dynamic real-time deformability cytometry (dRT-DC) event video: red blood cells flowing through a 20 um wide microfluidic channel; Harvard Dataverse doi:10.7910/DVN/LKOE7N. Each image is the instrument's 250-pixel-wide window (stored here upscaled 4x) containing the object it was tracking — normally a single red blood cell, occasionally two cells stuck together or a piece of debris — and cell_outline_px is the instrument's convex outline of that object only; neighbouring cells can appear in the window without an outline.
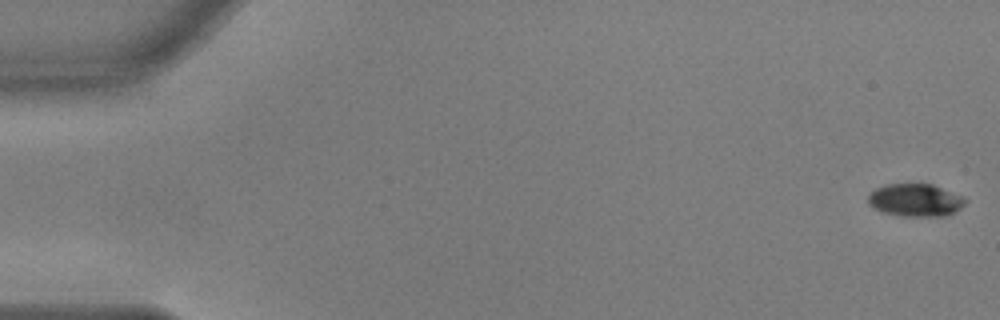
{"species": "common noctule bat (a hibernating species)", "species_latin": "Nyctalus noctula", "temperature_condition": "warm", "stored_images_in_passage": 56, "camera_frame_rate_fps": 3000, "um_per_image_px": 0.085, "animal": {"sex": "male", "body_mass_g": 17.9, "forearm_length_mm": 54.2}, "frame": {"image": 1, "passage_image": 1, "time_ms": 0.0, "image_size_px": [1000, 320], "cell_outline_px": [[968, 200], [956, 212], [948, 216], [900, 216], [884, 212], [868, 204], [868, 196], [876, 188], [884, 184], [932, 184], [964, 196]], "centroid_in_image_um": [77.85, 17.01], "position_along_channel_um": 7.1, "area_um2": 18.61}}
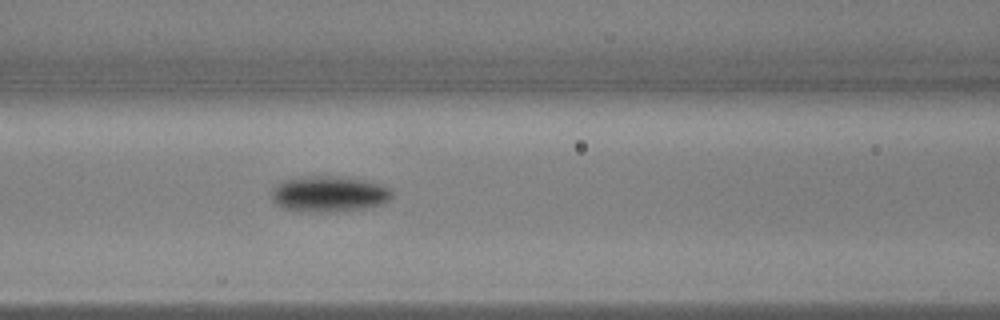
{"frame": {"image": 2, "passage_image": 24, "time_ms": 7.667, "image_size_px": [1000, 320], "cell_outline_px": [[392, 196], [384, 204], [364, 208], [336, 212], [312, 212], [284, 208], [276, 204], [272, 200], [272, 192], [280, 184], [288, 180], [312, 176], [328, 176], [364, 180], [388, 188], [392, 192]], "centroid_in_image_um": [28.0, 16.52], "position_along_channel_um": 138.6, "area_um2": 24.51}}
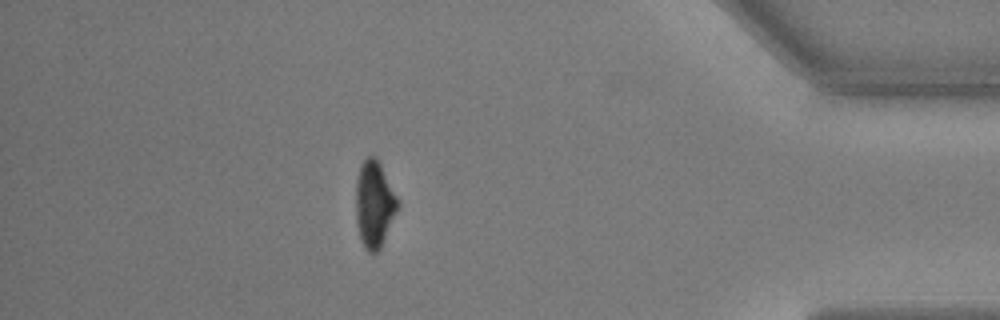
{"frame": {"image": 3, "passage_image": 49, "time_ms": 16.0, "image_size_px": [1000, 320], "cell_outline_px": [[400, 204], [380, 248], [372, 256], [364, 248], [360, 240], [356, 220], [356, 180], [360, 164], [368, 156], [376, 156], [400, 200]], "centroid_in_image_um": [31.81, 17.35], "position_along_channel_um": 403.4, "area_um2": 21.39}, "authors_computed_cell_mechanics": {"area_um2": 21.1548, "velocity_mm_per_s": 3.671, "shape_relaxation_time_tau1_ms": 1.8983, "shape_relaxation_time_tau2_ms": 10.1389, "deformation_change_tau1": 0.1332, "deformation_change_tau2": 0.1389}}